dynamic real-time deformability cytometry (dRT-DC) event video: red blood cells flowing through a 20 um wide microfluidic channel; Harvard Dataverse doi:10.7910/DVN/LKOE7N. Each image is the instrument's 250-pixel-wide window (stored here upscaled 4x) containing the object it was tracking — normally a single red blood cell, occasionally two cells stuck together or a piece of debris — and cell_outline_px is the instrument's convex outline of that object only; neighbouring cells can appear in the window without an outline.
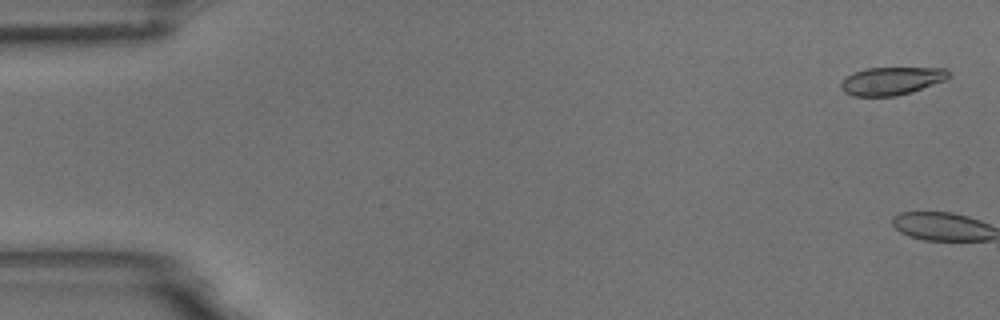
{"species": "common noctule bat (a hibernating species)", "species_latin": "Nyctalus noctula", "temperature_condition": "room temperature", "stored_images_in_passage": 3, "camera_frame_rate_fps": 3000, "um_per_image_px": 0.085, "animal": {"sex": "male", "body_mass_g": 18.8}, "frame": {"image": 1, "passage_image": 2, "time_ms": 0.333, "image_size_px": [1000, 320], "cell_outline_px": [[952, 76], [948, 80], [912, 92], [896, 96], [852, 96], [844, 92], [840, 88], [840, 84], [848, 76], [856, 72], [868, 68], [948, 68], [952, 72]], "centroid_in_image_um": [75.88, 6.88], "position_along_channel_um": 9.1, "area_um2": 17.74}}